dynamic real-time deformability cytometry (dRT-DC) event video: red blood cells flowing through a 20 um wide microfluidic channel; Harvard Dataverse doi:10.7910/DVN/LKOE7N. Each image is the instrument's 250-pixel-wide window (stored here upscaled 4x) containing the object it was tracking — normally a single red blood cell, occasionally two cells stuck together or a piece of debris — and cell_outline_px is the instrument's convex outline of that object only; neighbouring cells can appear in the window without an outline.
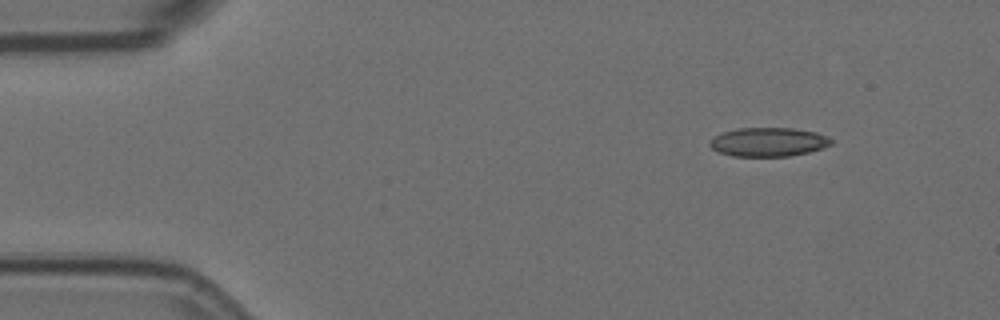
{"species": "Egyptian fruit bat (a non-hibernating species)", "species_latin": "Rousettus aegyptiacus", "temperature_condition": "room temperature", "stored_images_in_passage": 6, "camera_frame_rate_fps": 3000, "um_per_image_px": 0.085, "animal": {"sex": "female"}, "frame": {"image": 1, "passage_image": 1, "time_ms": 0.0, "image_size_px": [1000, 320], "cell_outline_px": [[832, 144], [808, 152], [788, 156], [732, 156], [720, 152], [712, 148], [708, 144], [716, 136], [724, 132], [736, 128], [792, 128], [816, 132], [828, 136], [832, 140]], "centroid_in_image_um": [65.33, 12.06], "position_along_channel_um": 19.7, "area_um2": 20.23}}
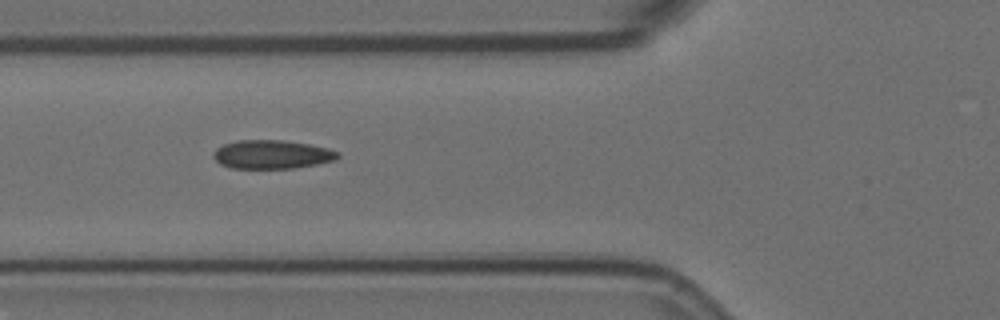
{"frame": {"image": 2, "passage_image": 5, "time_ms": 1.333, "image_size_px": [1000, 320], "cell_outline_px": [[340, 156], [336, 160], [316, 164], [292, 168], [228, 168], [220, 164], [212, 156], [212, 152], [216, 148], [224, 144], [236, 140], [280, 140], [308, 144], [328, 148], [340, 152]], "centroid_in_image_um": [23.09, 13.12], "position_along_channel_um": 102.7, "area_um2": 20.87}}
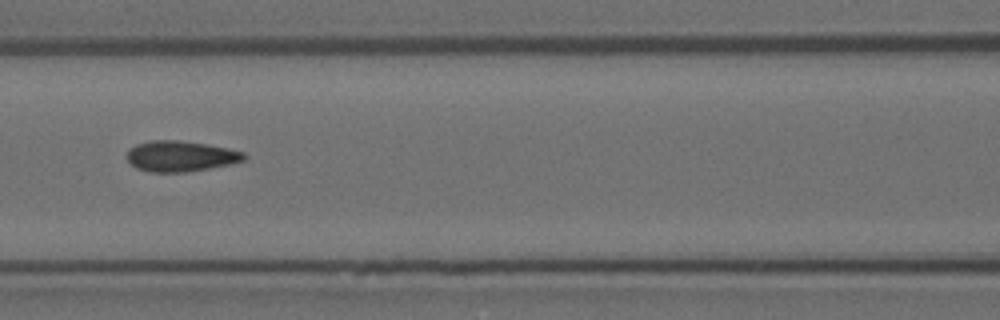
{"frame": {"image": 3, "passage_image": 6, "time_ms": 1.667, "image_size_px": [1000, 320], "cell_outline_px": [[248, 156], [244, 160], [232, 164], [184, 172], [148, 172], [136, 168], [128, 160], [128, 152], [136, 144], [152, 140], [176, 140], [208, 144], [228, 148], [244, 152]], "centroid_in_image_um": [15.39, 13.27], "position_along_channel_um": 151.2, "area_um2": 20.87}}